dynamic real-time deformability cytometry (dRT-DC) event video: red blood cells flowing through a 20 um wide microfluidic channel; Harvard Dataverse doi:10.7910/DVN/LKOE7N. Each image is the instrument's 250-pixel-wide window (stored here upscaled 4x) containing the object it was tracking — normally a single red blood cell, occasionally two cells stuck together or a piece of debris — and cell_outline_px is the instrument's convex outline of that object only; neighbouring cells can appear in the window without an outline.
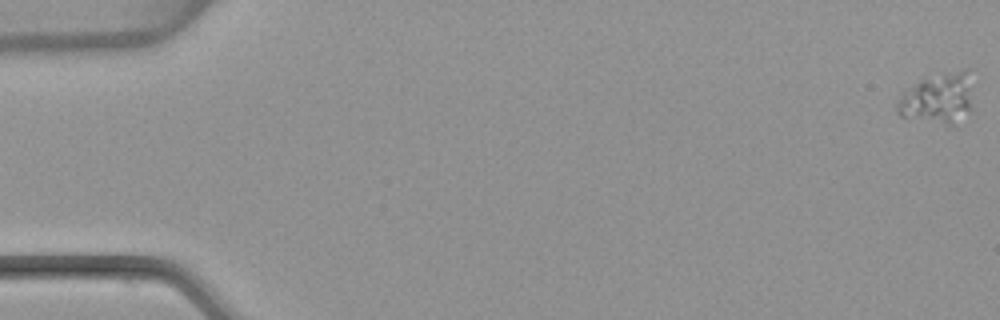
{"species": "common noctule bat (a hibernating species)", "species_latin": "Nyctalus noctula", "temperature_condition": "warm", "stored_images_in_passage": 50, "segment_of_instrument_passage": [1, 2], "camera_frame_rate_fps": 3000, "um_per_image_px": 0.085, "animal": {"sex": "female", "body_mass_g": 22.7, "forearm_length_mm": 54.2}, "frame": {"image": 1, "passage_image": 1, "time_ms": 0.0, "image_size_px": [1000, 320], "cell_outline_px": [[972, 112], [952, 124], [948, 124], [900, 116], [896, 112], [896, 104], [900, 96], [904, 92], [916, 84], [924, 80], [944, 72], [968, 68], [972, 108]], "centroid_in_image_um": [79.75, 8.36], "position_along_channel_um": 5.2, "area_um2": 21.91}}
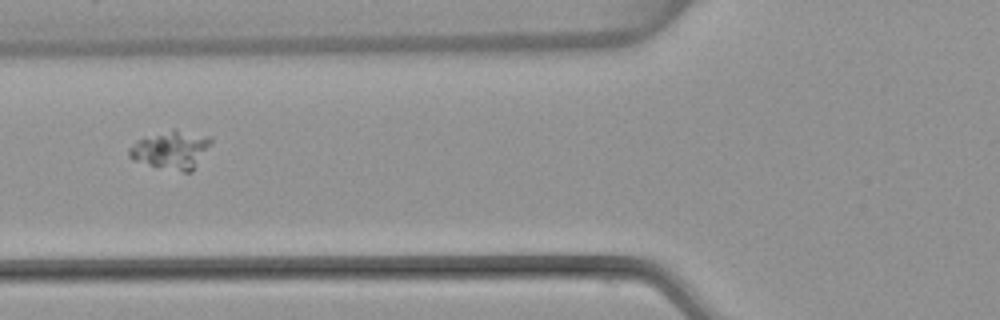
{"frame": {"image": 2, "passage_image": 22, "time_ms": 7.0, "image_size_px": [1000, 320], "cell_outline_px": [[212, 140], [192, 172], [184, 172], [156, 168], [132, 160], [128, 156], [128, 148], [136, 140], [172, 128], [176, 128], [212, 136]], "centroid_in_image_um": [14.51, 12.73], "position_along_channel_um": 111.3, "area_um2": 18.67}}
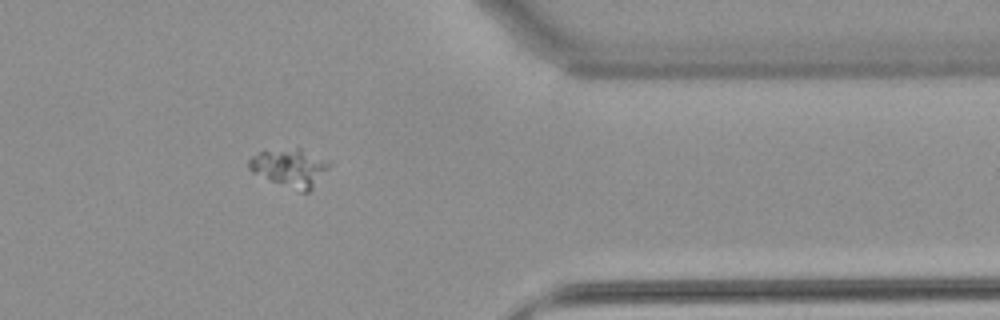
{"frame": {"image": 3, "passage_image": 45, "time_ms": 14.667, "image_size_px": [1000, 320], "cell_outline_px": [[332, 164], [312, 188], [308, 192], [300, 192], [252, 172], [248, 168], [248, 160], [252, 156], [260, 152], [296, 148], [300, 148], [332, 160]], "centroid_in_image_um": [24.7, 14.24], "position_along_channel_um": 386.7, "area_um2": 17.69}}